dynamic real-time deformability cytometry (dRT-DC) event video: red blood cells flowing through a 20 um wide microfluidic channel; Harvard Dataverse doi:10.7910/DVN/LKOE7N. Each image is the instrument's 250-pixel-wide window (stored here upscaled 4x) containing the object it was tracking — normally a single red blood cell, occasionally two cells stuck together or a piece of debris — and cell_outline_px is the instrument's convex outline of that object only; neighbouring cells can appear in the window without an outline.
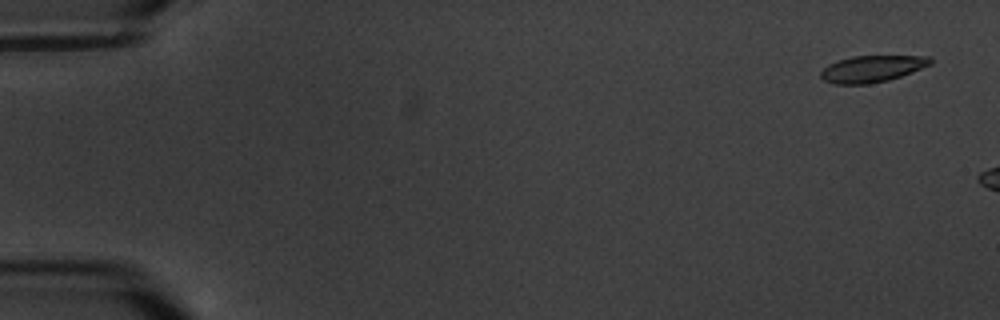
{"species": "common noctule bat (a hibernating species)", "species_latin": "Nyctalus noctula", "temperature_condition": "warm", "stored_images_in_passage": 3, "camera_frame_rate_fps": 3000, "um_per_image_px": 0.085, "animal": {"sex": "male", "body_mass_g": 20.1, "forearm_length_mm": 53.5}, "frame": {"image": 1, "passage_image": 1, "time_ms": 0.0, "image_size_px": [1000, 320], "cell_outline_px": [[932, 64], [900, 76], [888, 80], [868, 84], [832, 84], [824, 80], [820, 76], [820, 72], [828, 64], [852, 56], [932, 56]], "centroid_in_image_um": [74.11, 5.85], "position_along_channel_um": 10.9, "area_um2": 16.94}}